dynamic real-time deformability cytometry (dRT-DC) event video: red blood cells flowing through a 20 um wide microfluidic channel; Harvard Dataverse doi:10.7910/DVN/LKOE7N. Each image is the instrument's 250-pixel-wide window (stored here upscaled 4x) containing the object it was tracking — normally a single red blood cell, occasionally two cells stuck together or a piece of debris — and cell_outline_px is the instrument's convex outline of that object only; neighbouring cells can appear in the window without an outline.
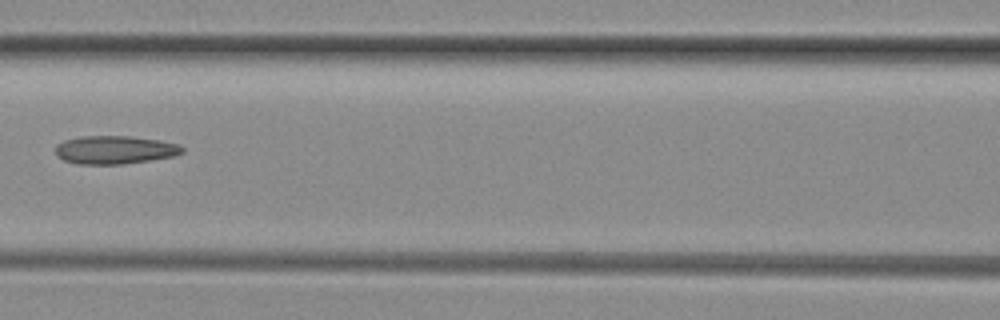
{"species": "common noctule bat (a hibernating species)", "species_latin": "Nyctalus noctula", "temperature_condition": "room temperature", "stored_images_in_passage": 6, "camera_frame_rate_fps": 3000, "um_per_image_px": 0.085, "animal": {"sex": "female", "body_mass_g": 29.2, "forearm_length_mm": 56.3}, "frame": {"image": 1, "passage_image": 5, "time_ms": 1.333, "image_size_px": [1000, 320], "cell_outline_px": [[184, 152], [172, 156], [148, 160], [120, 164], [80, 164], [64, 160], [56, 156], [56, 144], [64, 140], [80, 136], [132, 136], [160, 140], [180, 144], [184, 148]], "centroid_in_image_um": [9.75, 12.72], "position_along_channel_um": 156.9, "area_um2": 20.87}}
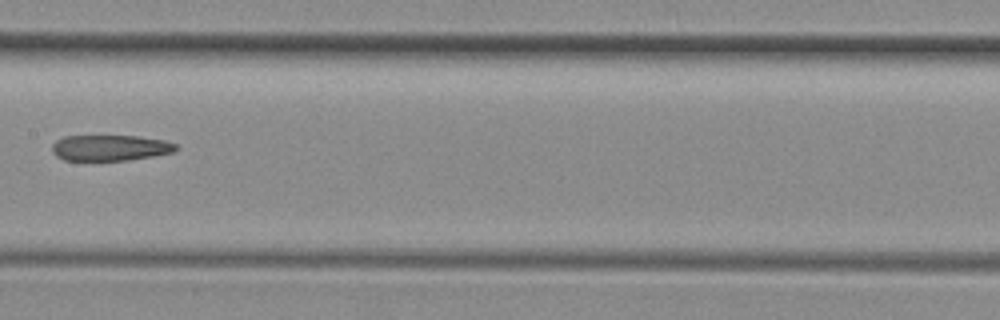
{"frame": {"image": 2, "passage_image": 6, "time_ms": 1.667, "image_size_px": [1000, 320], "cell_outline_px": [[176, 148], [172, 152], [152, 156], [128, 160], [64, 160], [56, 156], [52, 152], [52, 144], [56, 140], [64, 136], [140, 136], [164, 140], [176, 144]], "centroid_in_image_um": [9.32, 12.56], "position_along_channel_um": 198.1, "area_um2": 18.55}}